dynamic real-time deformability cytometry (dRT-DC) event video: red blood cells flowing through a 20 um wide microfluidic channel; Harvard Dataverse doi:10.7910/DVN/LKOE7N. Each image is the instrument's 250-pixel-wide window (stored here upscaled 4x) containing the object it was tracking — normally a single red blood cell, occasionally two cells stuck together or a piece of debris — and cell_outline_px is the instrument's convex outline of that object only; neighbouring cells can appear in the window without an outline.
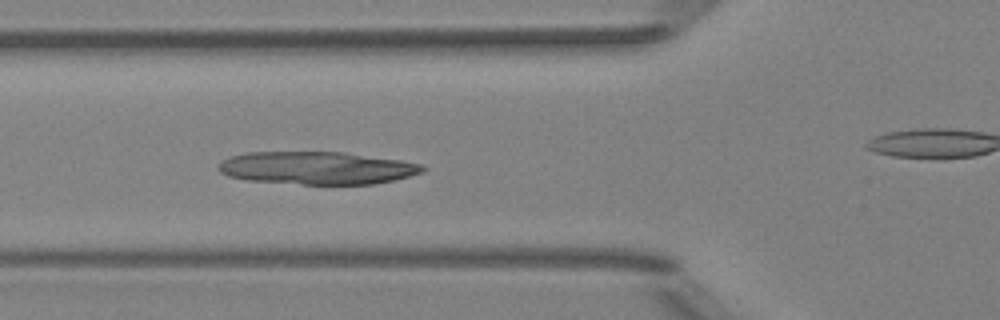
{"species": "Egyptian fruit bat (a non-hibernating species)", "species_latin": "Rousettus aegyptiacus", "temperature_condition": "room temperature", "stored_images_in_passage": 52, "camera_frame_rate_fps": 3000, "um_per_image_px": 0.085, "animal": {"sex": "female"}, "frame": {"image": 1, "passage_image": 19, "time_ms": 6.0, "image_size_px": [1000, 320], "cell_outline_px": [[428, 168], [424, 172], [392, 180], [372, 184], [300, 184], [248, 180], [228, 176], [220, 172], [216, 168], [216, 164], [232, 156], [248, 152], [344, 152], [400, 160], [420, 164]], "centroid_in_image_um": [26.92, 14.27], "position_along_channel_um": 98.9, "area_um2": 38.84}}
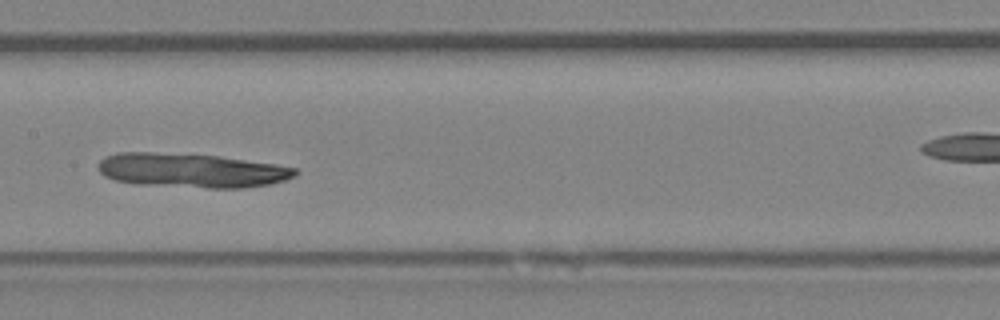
{"frame": {"image": 2, "passage_image": 26, "time_ms": 8.333, "image_size_px": [1000, 320], "cell_outline_px": [[296, 176], [284, 180], [268, 184], [244, 188], [208, 188], [140, 184], [116, 180], [104, 176], [96, 168], [100, 160], [104, 156], [116, 152], [152, 152], [220, 156], [276, 164], [296, 168]], "centroid_in_image_um": [16.24, 14.48], "position_along_channel_um": 191.2, "area_um2": 39.36}}
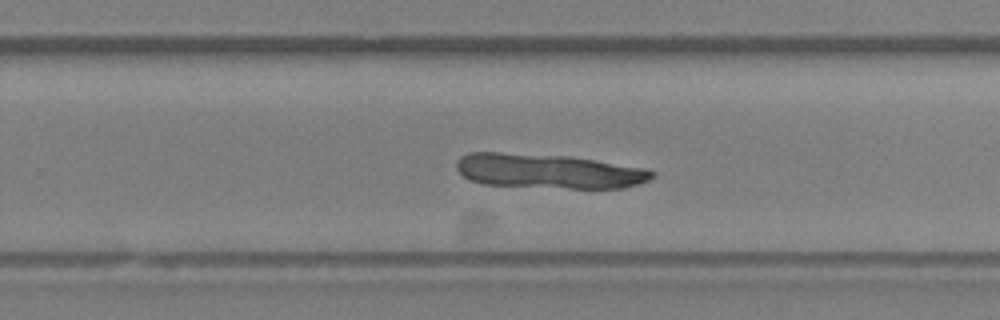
{"frame": {"image": 3, "passage_image": 33, "time_ms": 10.667, "image_size_px": [1000, 320], "cell_outline_px": [[656, 176], [640, 184], [624, 188], [568, 188], [484, 184], [468, 180], [456, 168], [456, 160], [460, 156], [468, 152], [500, 152], [568, 156], [644, 168], [656, 172]], "centroid_in_image_um": [46.6, 14.54], "position_along_channel_um": 283.2, "area_um2": 39.42}}